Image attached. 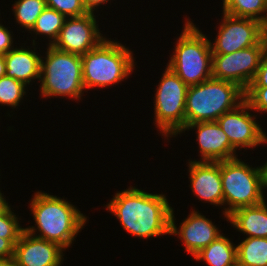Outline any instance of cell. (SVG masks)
I'll return each instance as SVG.
<instances>
[{
  "label": "cell",
  "instance_id": "1",
  "mask_svg": "<svg viewBox=\"0 0 267 266\" xmlns=\"http://www.w3.org/2000/svg\"><path fill=\"white\" fill-rule=\"evenodd\" d=\"M104 207L119 220L123 229L135 238L146 240L170 236L172 206L163 193H148L129 186L128 189L117 191Z\"/></svg>",
  "mask_w": 267,
  "mask_h": 266
},
{
  "label": "cell",
  "instance_id": "2",
  "mask_svg": "<svg viewBox=\"0 0 267 266\" xmlns=\"http://www.w3.org/2000/svg\"><path fill=\"white\" fill-rule=\"evenodd\" d=\"M32 197L28 208L33 214L35 226H27L25 231L68 250L89 221L88 216L64 197L62 199L41 190L34 192Z\"/></svg>",
  "mask_w": 267,
  "mask_h": 266
},
{
  "label": "cell",
  "instance_id": "3",
  "mask_svg": "<svg viewBox=\"0 0 267 266\" xmlns=\"http://www.w3.org/2000/svg\"><path fill=\"white\" fill-rule=\"evenodd\" d=\"M110 39V40H109ZM113 40V41H112ZM134 51L111 38L103 39L95 48L81 56L85 91L116 87L135 70Z\"/></svg>",
  "mask_w": 267,
  "mask_h": 266
},
{
  "label": "cell",
  "instance_id": "4",
  "mask_svg": "<svg viewBox=\"0 0 267 266\" xmlns=\"http://www.w3.org/2000/svg\"><path fill=\"white\" fill-rule=\"evenodd\" d=\"M184 21L166 66L189 87L212 77V49L210 39L193 20Z\"/></svg>",
  "mask_w": 267,
  "mask_h": 266
},
{
  "label": "cell",
  "instance_id": "5",
  "mask_svg": "<svg viewBox=\"0 0 267 266\" xmlns=\"http://www.w3.org/2000/svg\"><path fill=\"white\" fill-rule=\"evenodd\" d=\"M41 58L40 97L79 100L84 96L81 55L47 45Z\"/></svg>",
  "mask_w": 267,
  "mask_h": 266
},
{
  "label": "cell",
  "instance_id": "6",
  "mask_svg": "<svg viewBox=\"0 0 267 266\" xmlns=\"http://www.w3.org/2000/svg\"><path fill=\"white\" fill-rule=\"evenodd\" d=\"M245 100V91L237 84L211 77L189 86L185 104V125L217 121L224 113Z\"/></svg>",
  "mask_w": 267,
  "mask_h": 266
},
{
  "label": "cell",
  "instance_id": "7",
  "mask_svg": "<svg viewBox=\"0 0 267 266\" xmlns=\"http://www.w3.org/2000/svg\"><path fill=\"white\" fill-rule=\"evenodd\" d=\"M221 182L224 196L222 215L226 221L233 211L260 204L266 199L261 166L252 167L238 157L221 161Z\"/></svg>",
  "mask_w": 267,
  "mask_h": 266
},
{
  "label": "cell",
  "instance_id": "8",
  "mask_svg": "<svg viewBox=\"0 0 267 266\" xmlns=\"http://www.w3.org/2000/svg\"><path fill=\"white\" fill-rule=\"evenodd\" d=\"M188 86L168 66L155 88L154 122L167 141L177 137L185 127V104Z\"/></svg>",
  "mask_w": 267,
  "mask_h": 266
},
{
  "label": "cell",
  "instance_id": "9",
  "mask_svg": "<svg viewBox=\"0 0 267 266\" xmlns=\"http://www.w3.org/2000/svg\"><path fill=\"white\" fill-rule=\"evenodd\" d=\"M267 48L259 44L231 54H212V77L237 84L244 91L252 83Z\"/></svg>",
  "mask_w": 267,
  "mask_h": 266
},
{
  "label": "cell",
  "instance_id": "10",
  "mask_svg": "<svg viewBox=\"0 0 267 266\" xmlns=\"http://www.w3.org/2000/svg\"><path fill=\"white\" fill-rule=\"evenodd\" d=\"M251 111L253 112L249 103L244 100L235 109L224 113L217 119L236 151L254 149L262 144L263 147L267 145V133L261 127L262 124H259L257 115Z\"/></svg>",
  "mask_w": 267,
  "mask_h": 266
},
{
  "label": "cell",
  "instance_id": "11",
  "mask_svg": "<svg viewBox=\"0 0 267 266\" xmlns=\"http://www.w3.org/2000/svg\"><path fill=\"white\" fill-rule=\"evenodd\" d=\"M214 42L210 40L212 54H231L252 47L262 41L260 21L235 17L222 12Z\"/></svg>",
  "mask_w": 267,
  "mask_h": 266
},
{
  "label": "cell",
  "instance_id": "12",
  "mask_svg": "<svg viewBox=\"0 0 267 266\" xmlns=\"http://www.w3.org/2000/svg\"><path fill=\"white\" fill-rule=\"evenodd\" d=\"M97 13H87L80 17L66 18L57 40L52 46L78 55H84L95 48L106 35L100 31Z\"/></svg>",
  "mask_w": 267,
  "mask_h": 266
},
{
  "label": "cell",
  "instance_id": "13",
  "mask_svg": "<svg viewBox=\"0 0 267 266\" xmlns=\"http://www.w3.org/2000/svg\"><path fill=\"white\" fill-rule=\"evenodd\" d=\"M174 215L173 207L170 216V235L177 236L183 243L185 252L191 256L196 255L223 234L221 229L219 230L214 222L206 218L198 209L190 210V214L182 220L179 227Z\"/></svg>",
  "mask_w": 267,
  "mask_h": 266
},
{
  "label": "cell",
  "instance_id": "14",
  "mask_svg": "<svg viewBox=\"0 0 267 266\" xmlns=\"http://www.w3.org/2000/svg\"><path fill=\"white\" fill-rule=\"evenodd\" d=\"M187 164L189 187L197 200L224 209L221 161H197L194 158V160L189 159Z\"/></svg>",
  "mask_w": 267,
  "mask_h": 266
},
{
  "label": "cell",
  "instance_id": "15",
  "mask_svg": "<svg viewBox=\"0 0 267 266\" xmlns=\"http://www.w3.org/2000/svg\"><path fill=\"white\" fill-rule=\"evenodd\" d=\"M196 130V144L200 159L198 161L219 162L238 157L236 151L228 139V136L222 130L217 121L196 122L185 125L179 133L181 136L185 131ZM237 153V154H236Z\"/></svg>",
  "mask_w": 267,
  "mask_h": 266
},
{
  "label": "cell",
  "instance_id": "16",
  "mask_svg": "<svg viewBox=\"0 0 267 266\" xmlns=\"http://www.w3.org/2000/svg\"><path fill=\"white\" fill-rule=\"evenodd\" d=\"M66 250L59 244L23 231L15 244L17 266H62Z\"/></svg>",
  "mask_w": 267,
  "mask_h": 266
},
{
  "label": "cell",
  "instance_id": "17",
  "mask_svg": "<svg viewBox=\"0 0 267 266\" xmlns=\"http://www.w3.org/2000/svg\"><path fill=\"white\" fill-rule=\"evenodd\" d=\"M25 45L26 43L23 47L15 45L16 47L8 51L4 58L6 76L21 81L29 87L36 80L40 82L42 55L37 52L36 44H32V47L26 46L27 48Z\"/></svg>",
  "mask_w": 267,
  "mask_h": 266
},
{
  "label": "cell",
  "instance_id": "18",
  "mask_svg": "<svg viewBox=\"0 0 267 266\" xmlns=\"http://www.w3.org/2000/svg\"><path fill=\"white\" fill-rule=\"evenodd\" d=\"M228 223L234 230H237L246 238L265 237L267 238V203L242 207L228 215Z\"/></svg>",
  "mask_w": 267,
  "mask_h": 266
},
{
  "label": "cell",
  "instance_id": "19",
  "mask_svg": "<svg viewBox=\"0 0 267 266\" xmlns=\"http://www.w3.org/2000/svg\"><path fill=\"white\" fill-rule=\"evenodd\" d=\"M196 261H203L207 266H235L237 264V245L225 236L220 235L207 247L193 256Z\"/></svg>",
  "mask_w": 267,
  "mask_h": 266
},
{
  "label": "cell",
  "instance_id": "20",
  "mask_svg": "<svg viewBox=\"0 0 267 266\" xmlns=\"http://www.w3.org/2000/svg\"><path fill=\"white\" fill-rule=\"evenodd\" d=\"M237 264L240 266H267V238H244L237 245Z\"/></svg>",
  "mask_w": 267,
  "mask_h": 266
},
{
  "label": "cell",
  "instance_id": "21",
  "mask_svg": "<svg viewBox=\"0 0 267 266\" xmlns=\"http://www.w3.org/2000/svg\"><path fill=\"white\" fill-rule=\"evenodd\" d=\"M65 20L66 17L61 13L53 8L46 7L37 18L35 25L29 31L31 35L32 33L33 35L36 34V36L33 37L34 39L32 38V44H39V42L37 43L36 41L38 35V37L45 36L44 38L48 39L49 43L46 45H53L59 36Z\"/></svg>",
  "mask_w": 267,
  "mask_h": 266
},
{
  "label": "cell",
  "instance_id": "22",
  "mask_svg": "<svg viewBox=\"0 0 267 266\" xmlns=\"http://www.w3.org/2000/svg\"><path fill=\"white\" fill-rule=\"evenodd\" d=\"M222 12L235 17L261 21L267 9V0H222Z\"/></svg>",
  "mask_w": 267,
  "mask_h": 266
},
{
  "label": "cell",
  "instance_id": "23",
  "mask_svg": "<svg viewBox=\"0 0 267 266\" xmlns=\"http://www.w3.org/2000/svg\"><path fill=\"white\" fill-rule=\"evenodd\" d=\"M12 6L15 22L25 32L32 29L39 15L47 7L45 0H16Z\"/></svg>",
  "mask_w": 267,
  "mask_h": 266
},
{
  "label": "cell",
  "instance_id": "24",
  "mask_svg": "<svg viewBox=\"0 0 267 266\" xmlns=\"http://www.w3.org/2000/svg\"><path fill=\"white\" fill-rule=\"evenodd\" d=\"M28 87L23 82L14 78L3 76L0 78V105L9 106L13 110L20 106L21 101L24 100L28 93Z\"/></svg>",
  "mask_w": 267,
  "mask_h": 266
},
{
  "label": "cell",
  "instance_id": "25",
  "mask_svg": "<svg viewBox=\"0 0 267 266\" xmlns=\"http://www.w3.org/2000/svg\"><path fill=\"white\" fill-rule=\"evenodd\" d=\"M12 209V210H11ZM11 207L7 212L0 215V237L3 239H19L23 231L19 223L21 220ZM17 215V216H16Z\"/></svg>",
  "mask_w": 267,
  "mask_h": 266
},
{
  "label": "cell",
  "instance_id": "26",
  "mask_svg": "<svg viewBox=\"0 0 267 266\" xmlns=\"http://www.w3.org/2000/svg\"><path fill=\"white\" fill-rule=\"evenodd\" d=\"M47 7L53 8L66 18L80 17L88 12L82 0H45Z\"/></svg>",
  "mask_w": 267,
  "mask_h": 266
},
{
  "label": "cell",
  "instance_id": "27",
  "mask_svg": "<svg viewBox=\"0 0 267 266\" xmlns=\"http://www.w3.org/2000/svg\"><path fill=\"white\" fill-rule=\"evenodd\" d=\"M245 100L253 112L267 113V87H248L245 91Z\"/></svg>",
  "mask_w": 267,
  "mask_h": 266
},
{
  "label": "cell",
  "instance_id": "28",
  "mask_svg": "<svg viewBox=\"0 0 267 266\" xmlns=\"http://www.w3.org/2000/svg\"><path fill=\"white\" fill-rule=\"evenodd\" d=\"M13 31L8 30L0 21V54L5 55L8 51L15 48Z\"/></svg>",
  "mask_w": 267,
  "mask_h": 266
},
{
  "label": "cell",
  "instance_id": "29",
  "mask_svg": "<svg viewBox=\"0 0 267 266\" xmlns=\"http://www.w3.org/2000/svg\"><path fill=\"white\" fill-rule=\"evenodd\" d=\"M249 87H267V48L263 54L257 73Z\"/></svg>",
  "mask_w": 267,
  "mask_h": 266
},
{
  "label": "cell",
  "instance_id": "30",
  "mask_svg": "<svg viewBox=\"0 0 267 266\" xmlns=\"http://www.w3.org/2000/svg\"><path fill=\"white\" fill-rule=\"evenodd\" d=\"M19 239H3L0 237V259L14 256L15 244Z\"/></svg>",
  "mask_w": 267,
  "mask_h": 266
},
{
  "label": "cell",
  "instance_id": "31",
  "mask_svg": "<svg viewBox=\"0 0 267 266\" xmlns=\"http://www.w3.org/2000/svg\"><path fill=\"white\" fill-rule=\"evenodd\" d=\"M108 2L111 3V0H82L83 6L88 13L97 12L99 7L102 8L101 5L104 7V4H107Z\"/></svg>",
  "mask_w": 267,
  "mask_h": 266
},
{
  "label": "cell",
  "instance_id": "32",
  "mask_svg": "<svg viewBox=\"0 0 267 266\" xmlns=\"http://www.w3.org/2000/svg\"><path fill=\"white\" fill-rule=\"evenodd\" d=\"M260 27L262 40L267 44V9L263 19L260 21Z\"/></svg>",
  "mask_w": 267,
  "mask_h": 266
},
{
  "label": "cell",
  "instance_id": "33",
  "mask_svg": "<svg viewBox=\"0 0 267 266\" xmlns=\"http://www.w3.org/2000/svg\"><path fill=\"white\" fill-rule=\"evenodd\" d=\"M6 200L7 199L0 190V215L7 212L11 208V205Z\"/></svg>",
  "mask_w": 267,
  "mask_h": 266
},
{
  "label": "cell",
  "instance_id": "34",
  "mask_svg": "<svg viewBox=\"0 0 267 266\" xmlns=\"http://www.w3.org/2000/svg\"><path fill=\"white\" fill-rule=\"evenodd\" d=\"M6 75V62L4 55L0 54V78Z\"/></svg>",
  "mask_w": 267,
  "mask_h": 266
},
{
  "label": "cell",
  "instance_id": "35",
  "mask_svg": "<svg viewBox=\"0 0 267 266\" xmlns=\"http://www.w3.org/2000/svg\"><path fill=\"white\" fill-rule=\"evenodd\" d=\"M0 266H17L13 257L0 259Z\"/></svg>",
  "mask_w": 267,
  "mask_h": 266
},
{
  "label": "cell",
  "instance_id": "36",
  "mask_svg": "<svg viewBox=\"0 0 267 266\" xmlns=\"http://www.w3.org/2000/svg\"><path fill=\"white\" fill-rule=\"evenodd\" d=\"M262 169V176H263V183L265 186V189H267V161L266 163H263V165H260Z\"/></svg>",
  "mask_w": 267,
  "mask_h": 266
}]
</instances>
